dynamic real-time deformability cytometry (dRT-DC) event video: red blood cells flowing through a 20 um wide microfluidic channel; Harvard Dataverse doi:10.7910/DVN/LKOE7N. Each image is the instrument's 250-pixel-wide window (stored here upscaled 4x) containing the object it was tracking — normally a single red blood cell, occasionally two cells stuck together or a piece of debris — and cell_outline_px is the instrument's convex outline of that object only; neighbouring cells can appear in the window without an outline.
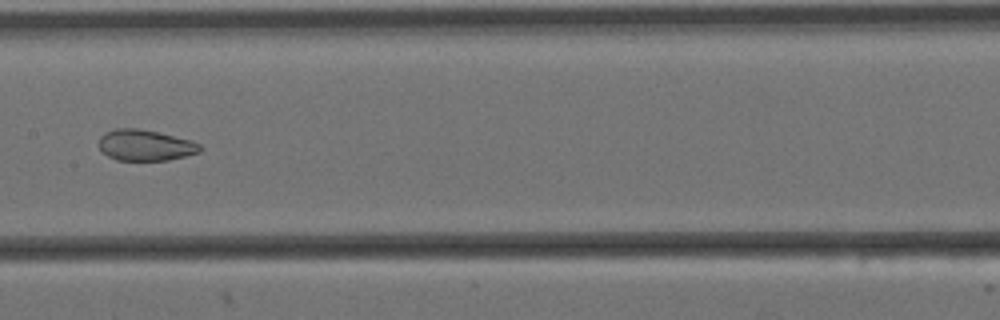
{"species": "Egyptian fruit bat (a non-hibernating species)", "species_latin": "Rousettus aegyptiacus", "temperature_condition": "cold", "stored_images_in_passage": 11, "camera_frame_rate_fps": 3000, "um_per_image_px": 0.085, "animal": {"sex": "female"}, "frame": {"image": 1, "passage_image": 8, "time_ms": 2.333, "image_size_px": [1000, 320], "cell_outline_px": [[204, 148], [200, 152], [168, 160], [116, 160], [100, 152], [100, 136], [104, 132], [116, 128], [136, 128], [156, 132], [192, 140], [200, 144]], "centroid_in_image_um": [12.34, 12.34], "position_along_channel_um": 195.1, "area_um2": 18.32}}
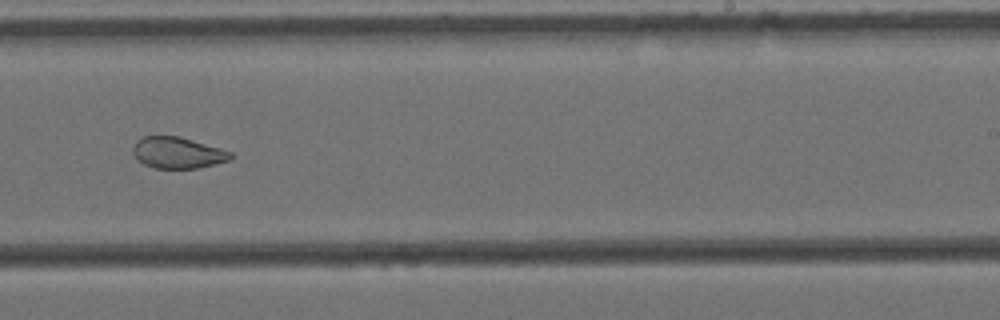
{"frame": {"image": 2, "passage_image": 10, "time_ms": 3.0, "image_size_px": [1000, 320], "cell_outline_px": [[232, 156], [228, 160], [200, 168], [156, 168], [144, 164], [136, 160], [132, 152], [132, 148], [136, 140], [144, 136], [180, 136], [220, 148], [232, 152]], "centroid_in_image_um": [15.06, 12.98], "position_along_channel_um": 273.9, "area_um2": 17.86}}
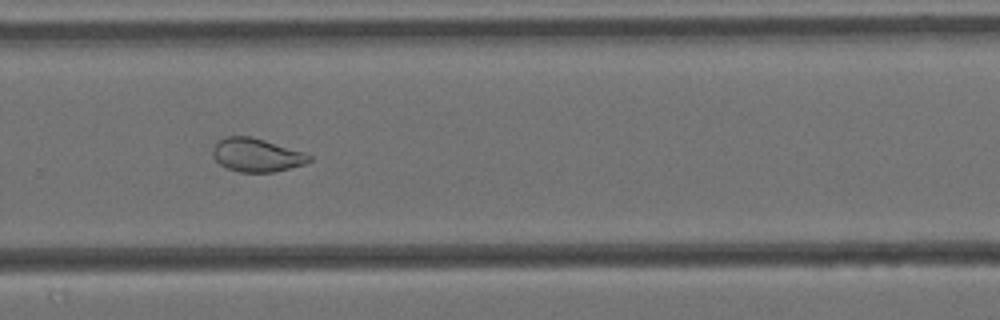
{"frame": {"image": 3, "passage_image": 11, "time_ms": 3.333, "image_size_px": [1000, 320], "cell_outline_px": [[312, 160], [304, 164], [272, 172], [240, 172], [228, 168], [220, 164], [212, 156], [212, 148], [220, 140], [228, 136], [248, 136], [264, 140], [304, 152], [312, 156]], "centroid_in_image_um": [21.81, 13.18], "position_along_channel_um": 308.0, "area_um2": 18.55}}